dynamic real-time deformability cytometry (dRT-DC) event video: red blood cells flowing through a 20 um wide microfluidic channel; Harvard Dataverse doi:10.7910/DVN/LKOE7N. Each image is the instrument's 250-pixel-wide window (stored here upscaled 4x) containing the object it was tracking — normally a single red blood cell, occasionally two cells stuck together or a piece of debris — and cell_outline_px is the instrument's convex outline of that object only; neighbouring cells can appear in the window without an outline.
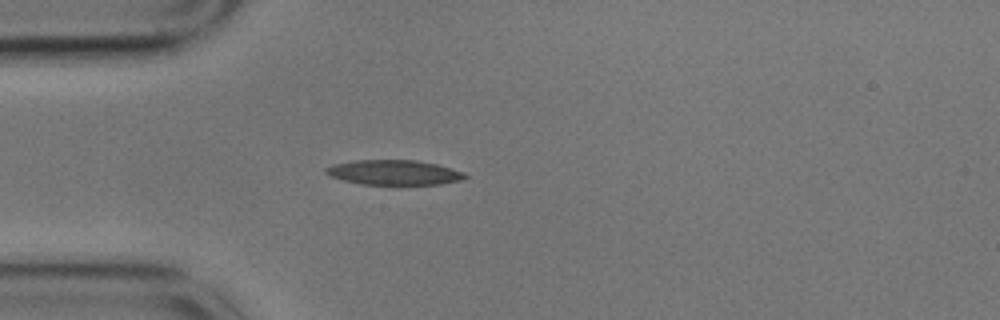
{"species": "common noctule bat (a hibernating species)", "species_latin": "Nyctalus noctula", "temperature_condition": "cold", "stored_images_in_passage": 43, "camera_frame_rate_fps": 3000, "um_per_image_px": 0.085, "animal": {"sex": "male", "body_mass_g": 17.9}, "frame": {"image": 1, "passage_image": 1, "time_ms": 0.0, "image_size_px": [1000, 320], "cell_outline_px": [[468, 176], [460, 180], [440, 184], [360, 184], [328, 176], [324, 172], [324, 168], [332, 164], [356, 160], [416, 160], [436, 164], [464, 172]], "centroid_in_image_um": [33.44, 14.65], "position_along_channel_um": 51.6, "area_um2": 20.11}}
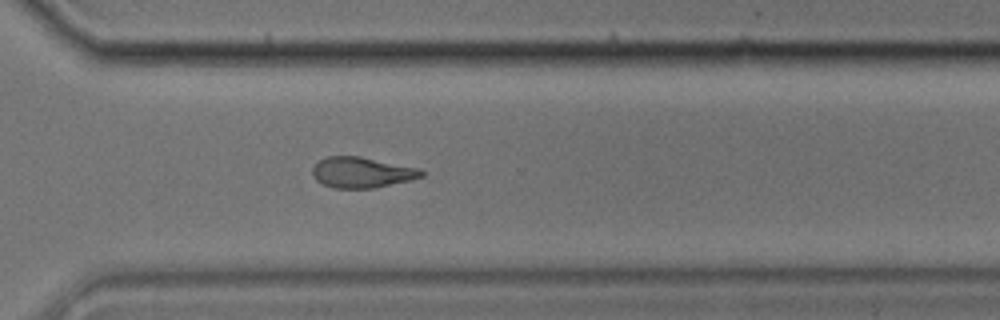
{"frame": {"image": 2, "passage_image": 27, "time_ms": 8.667, "image_size_px": [1000, 320], "cell_outline_px": [[424, 176], [408, 180], [372, 188], [332, 188], [320, 184], [312, 176], [312, 168], [320, 160], [328, 156], [360, 156], [420, 168], [424, 172]], "centroid_in_image_um": [30.72, 14.65], "position_along_channel_um": 339.9, "area_um2": 19.48}}
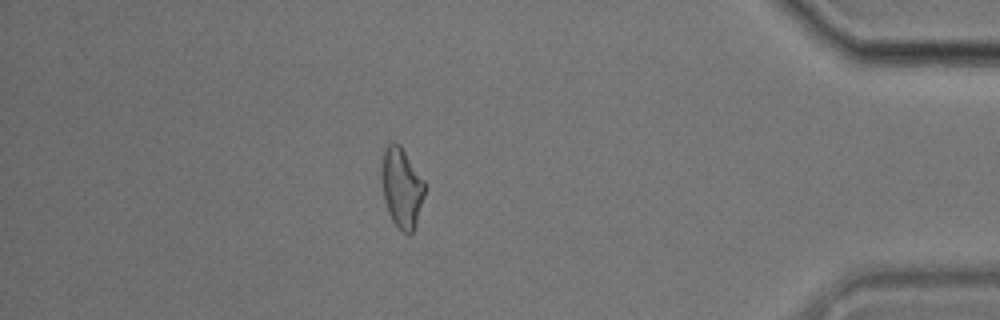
{"frame": {"image": 3, "passage_image": 36, "time_ms": 11.667, "image_size_px": [1000, 320], "cell_outline_px": [[424, 196], [416, 224], [412, 232], [408, 236], [400, 232], [392, 220], [388, 212], [384, 200], [380, 176], [380, 164], [384, 148], [392, 140], [400, 144], [424, 180]], "centroid_in_image_um": [34.1, 15.94], "position_along_channel_um": 401.1, "area_um2": 20.58}, "authors_computed_cell_mechanics": {"area_um2": 20.1722, "velocity_mm_per_s": 3.4248, "shape_relaxation_time_tau1_ms": 10.4488, "shape_relaxation_time_tau2_ms": 3.7914, "deformation_change_tau1": 0.203, "deformation_change_tau2": 0.1116}}